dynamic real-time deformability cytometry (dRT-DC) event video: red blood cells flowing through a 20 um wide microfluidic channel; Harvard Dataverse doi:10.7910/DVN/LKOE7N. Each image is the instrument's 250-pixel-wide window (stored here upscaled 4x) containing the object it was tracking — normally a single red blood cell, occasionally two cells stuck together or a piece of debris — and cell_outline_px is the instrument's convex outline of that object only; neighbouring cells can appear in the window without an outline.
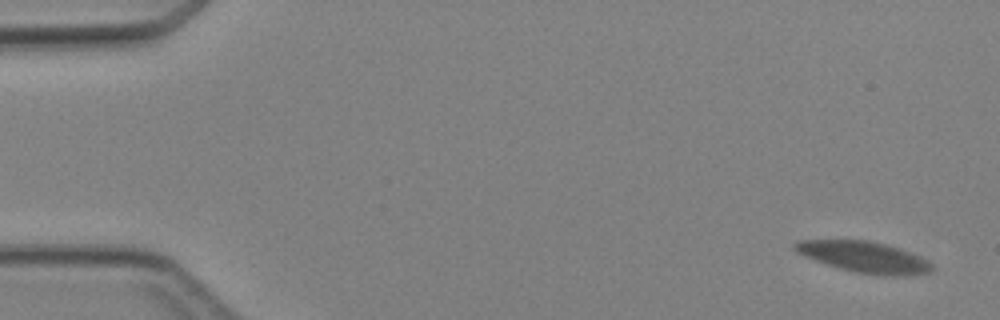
{"species": "Egyptian fruit bat (a non-hibernating species)", "species_latin": "Rousettus aegyptiacus", "temperature_condition": "cold", "stored_images_in_passage": 6, "camera_frame_rate_fps": 3000, "um_per_image_px": 0.085, "animal": {"sex": "female"}, "frame": {"image": 1, "passage_image": 1, "time_ms": 0.0, "image_size_px": [1000, 320], "cell_outline_px": [[932, 272], [908, 276], [880, 276], [856, 272], [840, 268], [804, 256], [796, 252], [792, 248], [792, 244], [796, 240], [868, 240], [900, 248], [920, 256], [928, 260], [932, 264]], "centroid_in_image_um": [73.47, 21.85], "position_along_channel_um": 11.5, "area_um2": 24.97}}